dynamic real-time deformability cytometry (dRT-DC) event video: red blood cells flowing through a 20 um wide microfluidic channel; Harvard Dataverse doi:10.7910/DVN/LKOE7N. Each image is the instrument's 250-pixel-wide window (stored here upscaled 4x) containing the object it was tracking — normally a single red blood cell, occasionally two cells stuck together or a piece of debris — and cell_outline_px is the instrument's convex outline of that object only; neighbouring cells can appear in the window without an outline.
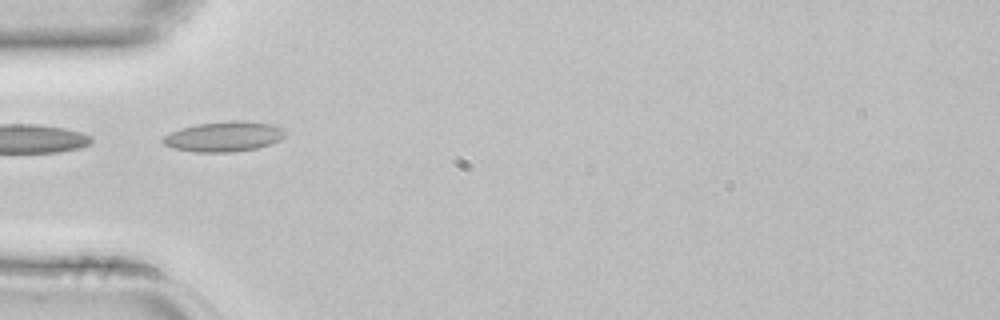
{"species": "common noctule bat (a hibernating species)", "species_latin": "Nyctalus noctula", "temperature_condition": "room temperature", "stored_images_in_passage": 5, "camera_frame_rate_fps": 3000, "um_per_image_px": 0.085, "animal": {"sex": "female", "body_mass_g": 22.7, "forearm_length_mm": 54.2}, "frame": {"image": 1, "passage_image": 4, "time_ms": 1.0, "image_size_px": [1000, 320], "cell_outline_px": [[284, 136], [280, 140], [256, 148], [232, 152], [192, 152], [172, 148], [164, 144], [160, 140], [164, 136], [180, 128], [196, 124], [228, 120], [244, 120], [272, 124], [284, 128]], "centroid_in_image_um": [19.01, 11.59], "position_along_channel_um": 66.0, "area_um2": 21.62}}